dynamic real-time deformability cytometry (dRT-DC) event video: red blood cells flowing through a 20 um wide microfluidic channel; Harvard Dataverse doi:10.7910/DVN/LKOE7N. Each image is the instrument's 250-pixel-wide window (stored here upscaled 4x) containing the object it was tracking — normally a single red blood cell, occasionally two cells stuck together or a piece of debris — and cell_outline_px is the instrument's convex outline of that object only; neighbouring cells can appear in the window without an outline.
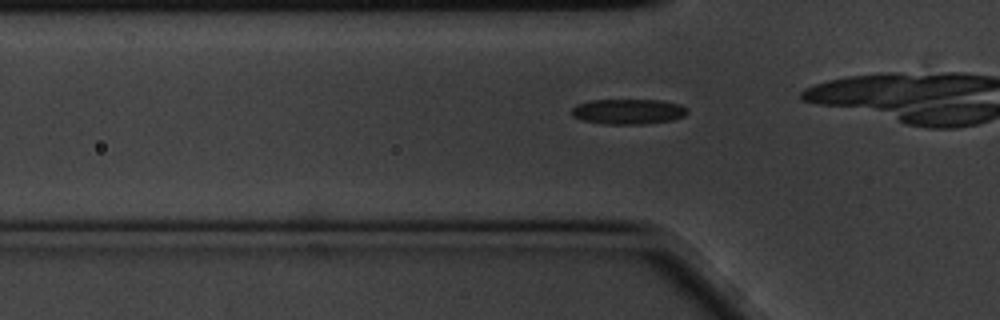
{"species": "common noctule bat (a hibernating species)", "species_latin": "Nyctalus noctula", "temperature_condition": "cold", "stored_images_in_passage": 33, "camera_frame_rate_fps": 3000, "um_per_image_px": 0.085, "animal": {"sex": "male", "body_mass_g": 20.1, "forearm_length_mm": 53.5}, "frame": {"image": 1, "passage_image": 6, "time_ms": 1.667, "image_size_px": [1000, 320], "cell_outline_px": [[688, 112], [684, 116], [672, 120], [644, 124], [604, 124], [580, 120], [572, 116], [568, 112], [576, 104], [592, 100], [660, 100], [680, 104]], "centroid_in_image_um": [53.33, 9.48], "position_along_channel_um": 72.5, "area_um2": 17.17}}